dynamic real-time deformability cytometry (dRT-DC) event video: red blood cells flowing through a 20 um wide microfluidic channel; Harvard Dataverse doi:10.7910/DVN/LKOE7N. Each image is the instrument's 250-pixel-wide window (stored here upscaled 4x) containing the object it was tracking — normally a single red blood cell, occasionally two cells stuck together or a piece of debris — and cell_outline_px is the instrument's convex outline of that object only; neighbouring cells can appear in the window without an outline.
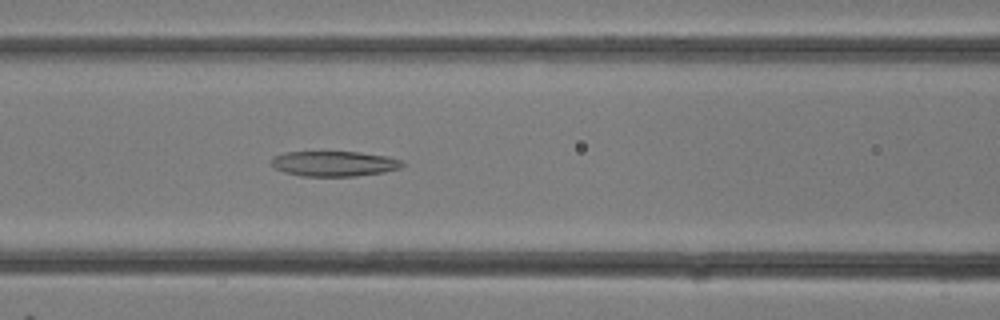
{"species": "common noctule bat (a hibernating species)", "species_latin": "Nyctalus noctula", "temperature_condition": "room temperature", "stored_images_in_passage": 12, "camera_frame_rate_fps": 3000, "um_per_image_px": 0.085, "animal": {"sex": "female"}, "frame": {"image": 1, "passage_image": 12, "time_ms": 3.667, "image_size_px": [1000, 320], "cell_outline_px": [[404, 164], [400, 168], [384, 172], [356, 176], [304, 176], [284, 172], [276, 168], [272, 164], [272, 156], [284, 152], [360, 152], [384, 156], [400, 160]], "centroid_in_image_um": [28.38, 13.91], "position_along_channel_um": 138.2, "area_um2": 19.07}}